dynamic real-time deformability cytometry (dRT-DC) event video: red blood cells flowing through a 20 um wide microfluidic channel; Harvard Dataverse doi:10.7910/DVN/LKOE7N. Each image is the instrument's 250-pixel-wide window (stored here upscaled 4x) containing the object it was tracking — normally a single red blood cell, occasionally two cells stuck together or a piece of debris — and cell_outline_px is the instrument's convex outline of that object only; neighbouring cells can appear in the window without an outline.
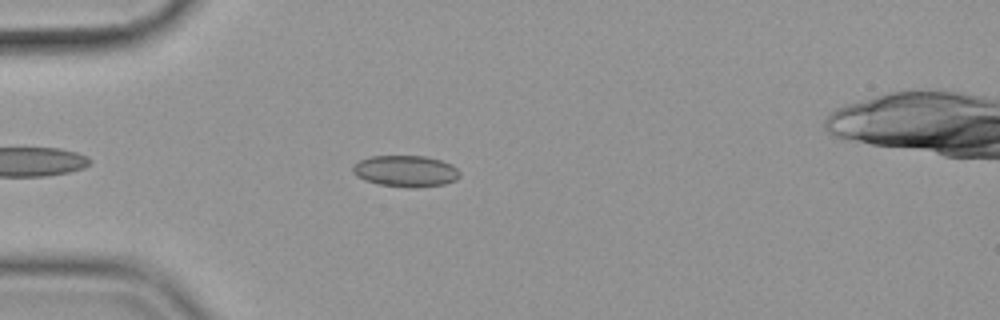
{"species": "common noctule bat (a hibernating species)", "species_latin": "Nyctalus noctula", "temperature_condition": "cold", "stored_images_in_passage": 47, "camera_frame_rate_fps": 3000, "um_per_image_px": 0.085, "animal": {"sex": "female", "body_mass_g": 19.9}, "frame": {"image": 1, "passage_image": 7, "time_ms": 2.0, "image_size_px": [1000, 320], "cell_outline_px": [[460, 176], [456, 180], [444, 184], [412, 188], [380, 184], [364, 180], [356, 176], [352, 172], [352, 164], [360, 160], [372, 156], [424, 156], [440, 160], [452, 164], [460, 172]], "centroid_in_image_um": [34.47, 14.54], "position_along_channel_um": 50.5, "area_um2": 19.59}}
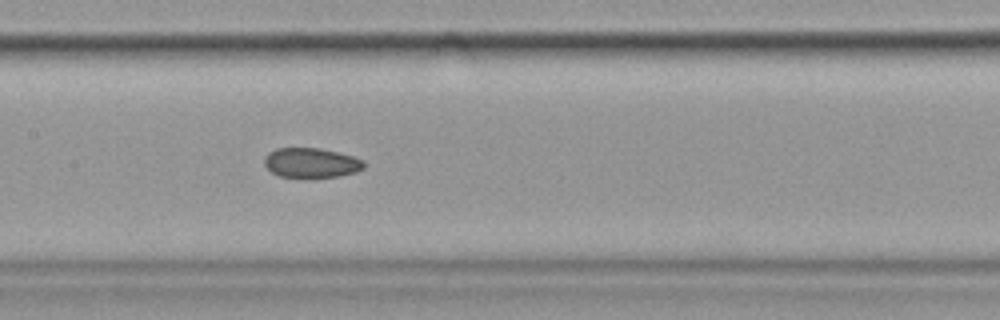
{"frame": {"image": 2, "passage_image": 19, "time_ms": 6.0, "image_size_px": [1000, 320], "cell_outline_px": [[364, 168], [356, 172], [340, 176], [312, 180], [280, 176], [272, 172], [264, 164], [264, 156], [268, 152], [276, 148], [320, 148], [352, 156], [364, 160]], "centroid_in_image_um": [26.44, 13.88], "position_along_channel_um": 181.0, "area_um2": 17.86}}
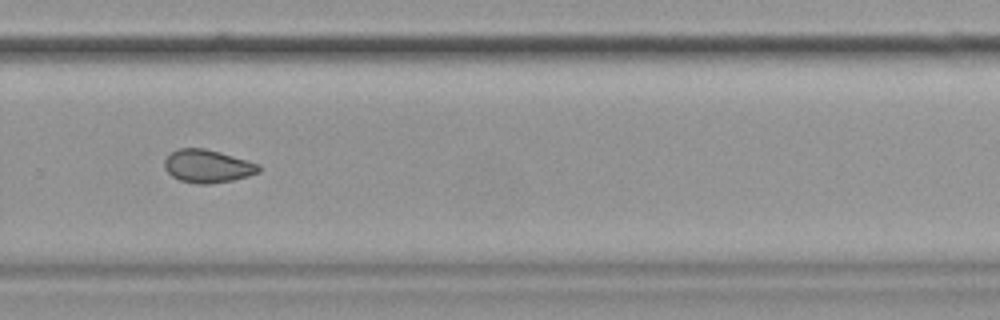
{"frame": {"image": 3, "passage_image": 30, "time_ms": 9.667, "image_size_px": [1000, 320], "cell_outline_px": [[260, 172], [248, 176], [232, 180], [208, 184], [196, 184], [180, 180], [172, 176], [164, 168], [164, 160], [176, 148], [204, 148], [220, 152], [248, 160], [260, 164]], "centroid_in_image_um": [17.65, 14.12], "position_along_channel_um": 312.2, "area_um2": 18.21}, "authors_computed_cell_mechanics": {"area_um2": 18.2648, "velocity_mm_per_s": 3.5971, "shape_relaxation_time_tau1_ms": null, "shape_relaxation_time_tau2_ms": 1.8335, "deformation_change_tau1": null, "deformation_change_tau2": 0.0476}}